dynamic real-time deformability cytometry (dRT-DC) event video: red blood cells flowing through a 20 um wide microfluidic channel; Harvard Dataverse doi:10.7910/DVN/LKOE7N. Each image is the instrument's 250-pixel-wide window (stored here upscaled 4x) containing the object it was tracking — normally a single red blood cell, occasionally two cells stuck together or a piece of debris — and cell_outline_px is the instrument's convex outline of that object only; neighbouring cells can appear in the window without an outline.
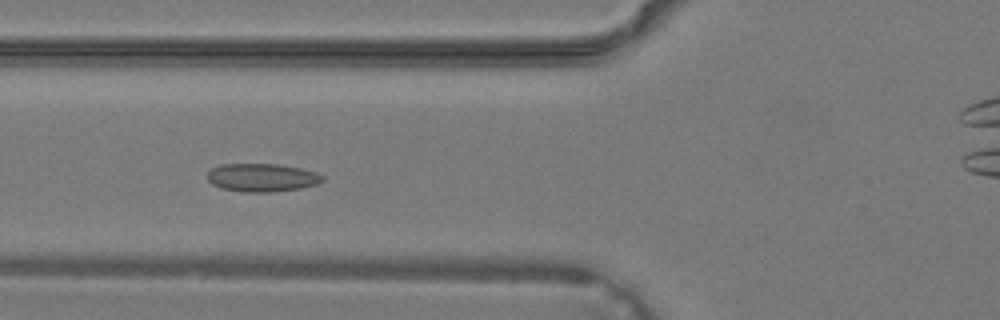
{"species": "common noctule bat (a hibernating species)", "species_latin": "Nyctalus noctula", "temperature_condition": "warm", "stored_images_in_passage": 36, "camera_frame_rate_fps": 3000, "um_per_image_px": 0.085, "animal": {"sex": "male", "body_mass_g": 19.2, "forearm_length_mm": 51.8}, "frame": {"image": 1, "passage_image": 11, "time_ms": 3.333, "image_size_px": [1000, 320], "cell_outline_px": [[324, 180], [316, 184], [300, 188], [272, 192], [240, 192], [220, 188], [212, 184], [208, 180], [208, 172], [212, 168], [220, 164], [280, 164], [300, 168], [316, 172], [324, 176]], "centroid_in_image_um": [22.26, 15.09], "position_along_channel_um": 103.5, "area_um2": 19.02}}
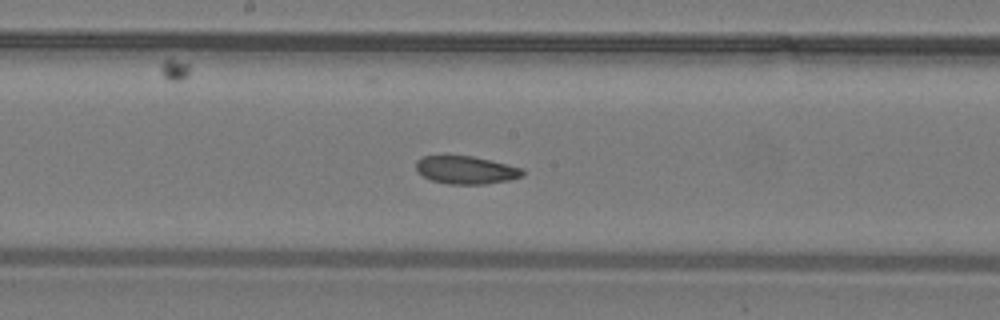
{"frame": {"image": 2, "passage_image": 17, "time_ms": 5.333, "image_size_px": [1000, 320], "cell_outline_px": [[524, 176], [508, 180], [484, 184], [448, 184], [432, 180], [424, 176], [416, 168], [416, 160], [424, 156], [472, 156], [524, 168]], "centroid_in_image_um": [39.64, 14.45], "position_along_channel_um": 208.6, "area_um2": 17.17}}
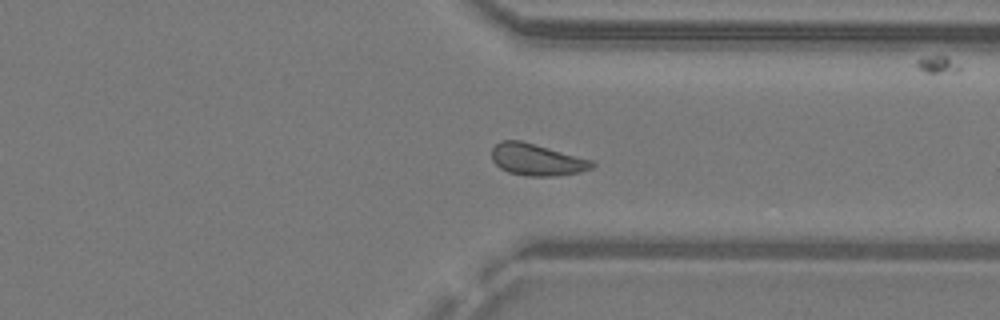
{"frame": {"image": 3, "passage_image": 26, "time_ms": 8.333, "image_size_px": [1000, 320], "cell_outline_px": [[596, 164], [592, 168], [580, 172], [556, 176], [524, 176], [508, 172], [500, 168], [492, 160], [492, 148], [500, 140], [520, 140], [592, 160]], "centroid_in_image_um": [45.61, 13.58], "position_along_channel_um": 365.8, "area_um2": 18.55}}